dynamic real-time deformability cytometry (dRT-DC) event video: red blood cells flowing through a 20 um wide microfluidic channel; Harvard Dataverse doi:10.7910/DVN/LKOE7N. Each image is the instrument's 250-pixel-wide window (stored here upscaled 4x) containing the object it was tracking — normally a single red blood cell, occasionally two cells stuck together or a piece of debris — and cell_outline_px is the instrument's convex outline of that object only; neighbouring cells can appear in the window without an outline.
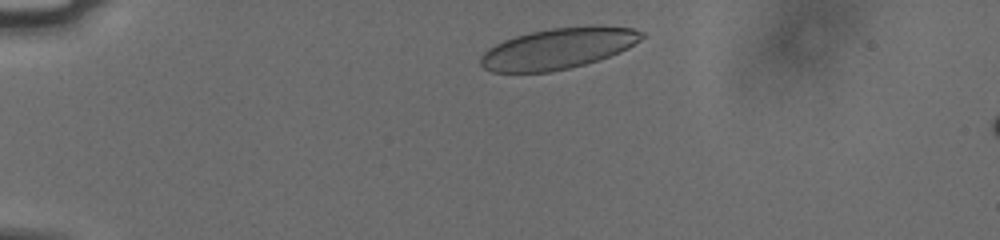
{"species": "human", "species_latin": "Homo sapiens", "temperature_condition": "cold", "stored_images_in_passage": 41, "camera_frame_rate_fps": 3000, "um_per_image_px": 0.085, "donor": {"sex": "male"}, "frame": {"image": 1, "passage_image": 3, "time_ms": 0.667, "image_size_px": [1000, 240], "cell_outline_px": [[644, 36], [640, 40], [628, 48], [620, 52], [584, 64], [568, 68], [548, 72], [492, 72], [484, 68], [480, 64], [480, 56], [488, 48], [504, 40], [528, 32], [552, 28], [632, 28], [644, 32]], "centroid_in_image_um": [47.36, 4.16], "position_along_channel_um": 37.6, "area_um2": 37.4}}
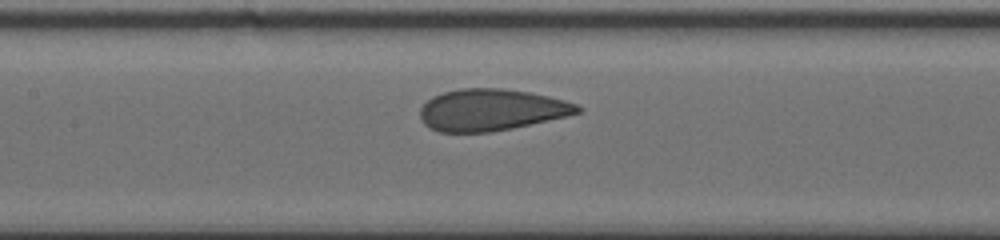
{"frame": {"image": 2, "passage_image": 18, "time_ms": 5.667, "image_size_px": [1000, 240], "cell_outline_px": [[584, 108], [580, 112], [564, 116], [512, 128], [488, 132], [440, 132], [428, 128], [420, 120], [420, 108], [432, 96], [444, 92], [460, 88], [504, 88], [528, 92], [548, 96], [564, 100], [576, 104]], "centroid_in_image_um": [41.71, 9.33], "position_along_channel_um": 165.7, "area_um2": 38.09}}
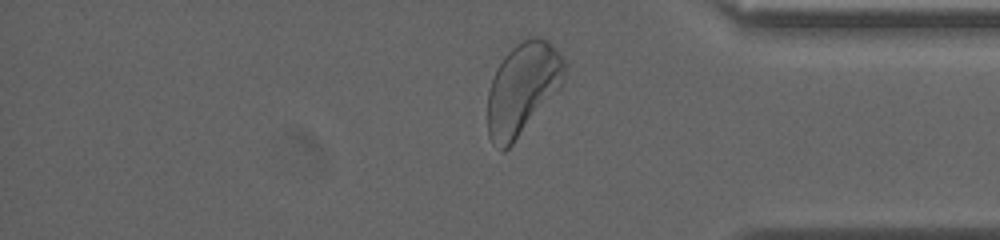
{"frame": {"image": 3, "passage_image": 37, "time_ms": 12.0, "image_size_px": [1000, 240], "cell_outline_px": [[564, 68], [560, 88], [512, 144], [504, 152], [500, 152], [492, 144], [488, 136], [488, 92], [496, 68], [504, 56], [516, 44], [532, 36], [540, 36], [548, 40], [560, 52], [564, 60]], "centroid_in_image_um": [44.39, 7.54], "position_along_channel_um": 390.8, "area_um2": 40.98}, "authors_computed_cell_mechanics": {"area_um2": 38.726, "velocity_mm_per_s": 3.7444, "shape_relaxation_time_tau1_ms": 3.8864, "shape_relaxation_time_tau2_ms": null, "deformation_change_tau1": 0.1264, "deformation_change_tau2": null}}